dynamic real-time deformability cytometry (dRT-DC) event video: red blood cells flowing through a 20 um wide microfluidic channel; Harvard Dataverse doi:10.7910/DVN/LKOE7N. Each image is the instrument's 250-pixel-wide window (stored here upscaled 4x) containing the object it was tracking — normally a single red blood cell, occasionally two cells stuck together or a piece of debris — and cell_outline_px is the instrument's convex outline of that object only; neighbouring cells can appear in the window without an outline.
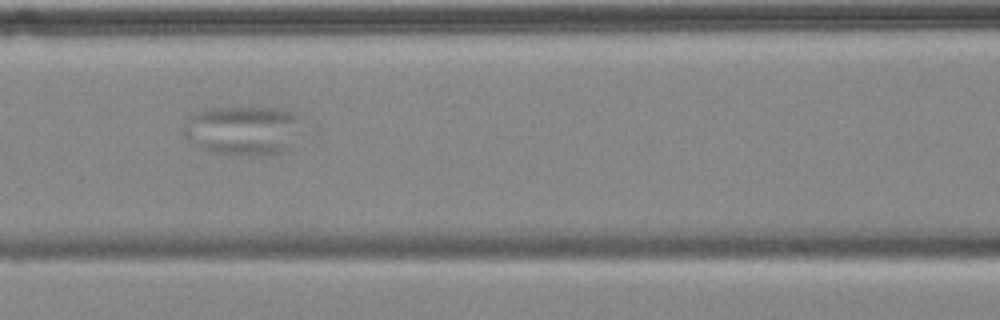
{"species": "common noctule bat (a hibernating species)", "species_latin": "Nyctalus noctula", "temperature_condition": "cold", "stored_images_in_passage": 5, "camera_frame_rate_fps": 3000, "um_per_image_px": 0.085, "animal": {"sex": "female", "body_mass_g": 18.4}, "frame": {"image": 1, "passage_image": 4, "time_ms": 3.667, "image_size_px": [1000, 320], "cell_outline_px": [[304, 116], [288, 148], [280, 152], [260, 156], [212, 152], [188, 140], [184, 136], [184, 132], [188, 116], [200, 112], [216, 108], [280, 108]], "centroid_in_image_um": [20.68, 11.07], "position_along_channel_um": 145.9, "area_um2": 33.35}}
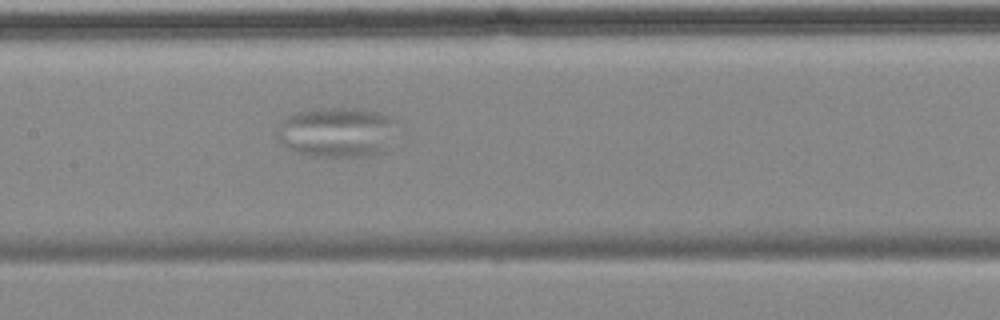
{"frame": {"image": 2, "passage_image": 5, "time_ms": 4.667, "image_size_px": [1000, 320], "cell_outline_px": [[396, 120], [384, 152], [364, 156], [308, 156], [296, 152], [284, 144], [276, 136], [276, 132], [280, 120], [296, 112], [316, 108], [360, 108], [380, 112]], "centroid_in_image_um": [28.58, 11.21], "position_along_channel_um": 178.8, "area_um2": 34.85}}